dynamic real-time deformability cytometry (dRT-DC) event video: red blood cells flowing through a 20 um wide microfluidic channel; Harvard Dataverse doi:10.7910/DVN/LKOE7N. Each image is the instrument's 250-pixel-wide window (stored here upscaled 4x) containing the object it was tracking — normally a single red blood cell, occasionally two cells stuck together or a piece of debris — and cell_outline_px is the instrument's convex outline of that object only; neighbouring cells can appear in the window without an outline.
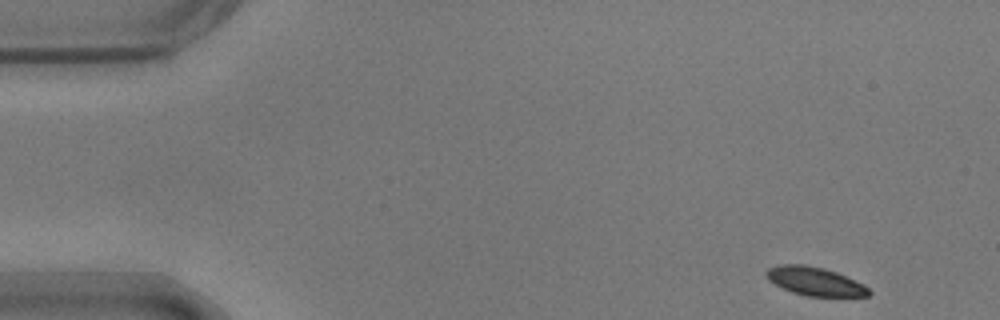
{"species": "common noctule bat (a hibernating species)", "species_latin": "Nyctalus noctula", "temperature_condition": "warm", "stored_images_in_passage": 53, "camera_frame_rate_fps": 3000, "um_per_image_px": 0.085, "animal": {"sex": "male", "body_mass_g": 17.9}, "frame": {"image": 1, "passage_image": 1, "time_ms": 0.0, "image_size_px": [1000, 320], "cell_outline_px": [[872, 292], [868, 296], [804, 296], [792, 292], [768, 280], [764, 276], [764, 272], [768, 268], [780, 264], [804, 264], [824, 268], [836, 272], [864, 284]], "centroid_in_image_um": [69.24, 23.9], "position_along_channel_um": 15.8, "area_um2": 17.11}}
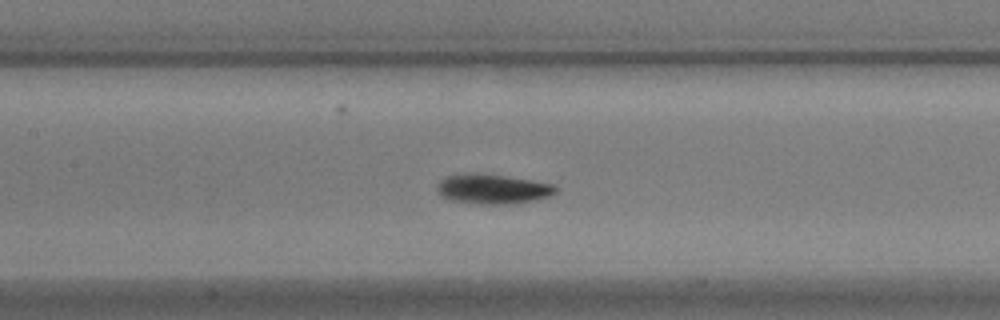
{"frame": {"image": 2, "passage_image": 22, "time_ms": 7.0, "image_size_px": [1000, 320], "cell_outline_px": [[556, 192], [548, 196], [536, 200], [512, 204], [480, 204], [452, 200], [440, 196], [436, 192], [436, 188], [440, 180], [448, 176], [460, 172], [476, 172], [508, 176], [556, 184]], "centroid_in_image_um": [41.85, 16.04], "position_along_channel_um": 165.5, "area_um2": 20.98}}
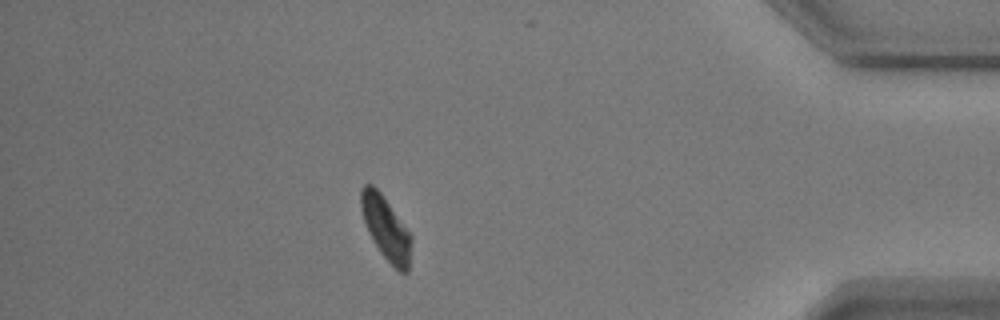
{"frame": {"image": 3, "passage_image": 45, "time_ms": 14.667, "image_size_px": [1000, 320], "cell_outline_px": [[412, 240], [408, 272], [400, 272], [380, 252], [372, 240], [364, 224], [360, 208], [360, 188], [364, 184], [372, 184], [380, 192], [412, 236]], "centroid_in_image_um": [32.77, 19.37], "position_along_channel_um": 402.4, "area_um2": 18.5}, "authors_computed_cell_mechanics": {"area_um2": 18.9006, "velocity_mm_per_s": 3.6444, "shape_relaxation_time_tau1_ms": 1.9519, "shape_relaxation_time_tau2_ms": 3.4113, "deformation_change_tau1": 0.1137, "deformation_change_tau2": 0.0793}}